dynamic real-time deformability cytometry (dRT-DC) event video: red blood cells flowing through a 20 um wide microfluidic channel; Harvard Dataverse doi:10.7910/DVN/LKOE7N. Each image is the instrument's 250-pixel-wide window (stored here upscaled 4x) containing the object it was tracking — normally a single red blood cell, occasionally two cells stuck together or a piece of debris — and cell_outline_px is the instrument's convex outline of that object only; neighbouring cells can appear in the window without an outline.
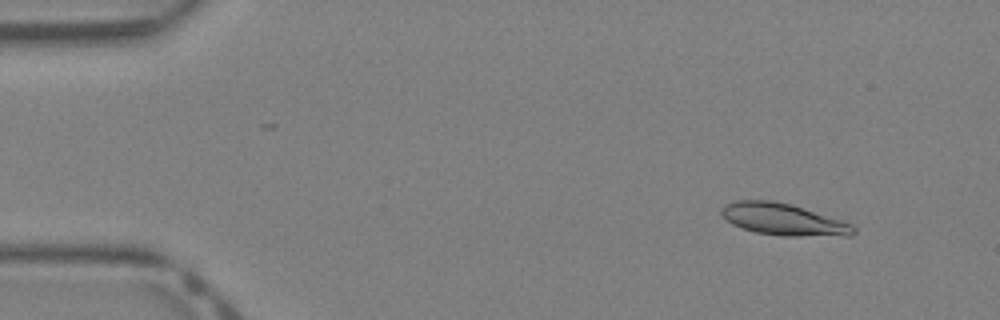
{"species": "Egyptian fruit bat (a non-hibernating species)", "species_latin": "Rousettus aegyptiacus", "temperature_condition": "warm", "stored_images_in_passage": 41, "camera_frame_rate_fps": 3000, "um_per_image_px": 0.085, "animal": {"sex": "female"}, "frame": {"image": 1, "passage_image": 4, "time_ms": 1.0, "image_size_px": [1000, 320], "cell_outline_px": [[856, 232], [852, 236], [784, 236], [756, 232], [732, 224], [720, 212], [720, 208], [724, 204], [736, 200], [772, 200], [792, 204], [852, 224], [856, 228]], "centroid_in_image_um": [66.6, 18.65], "position_along_channel_um": 18.4, "area_um2": 24.51}}
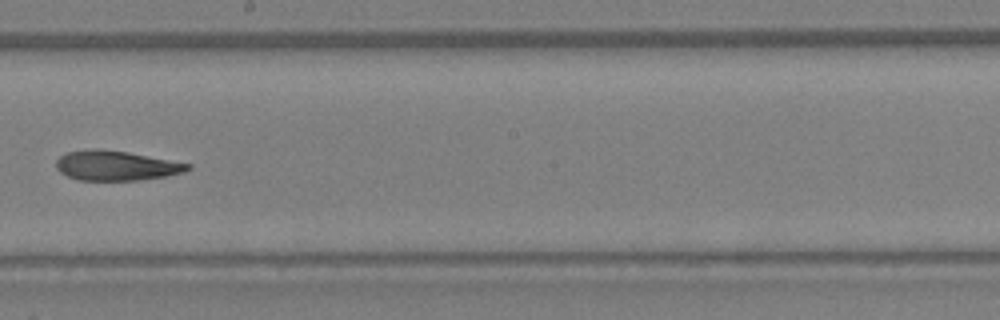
{"frame": {"image": 2, "passage_image": 23, "time_ms": 7.333, "image_size_px": [1000, 320], "cell_outline_px": [[192, 168], [184, 172], [164, 176], [136, 180], [80, 180], [68, 176], [60, 172], [56, 168], [56, 160], [60, 156], [68, 152], [96, 148], [128, 152], [192, 164]], "centroid_in_image_um": [9.87, 14.07], "position_along_channel_um": 238.3, "area_um2": 22.66}}
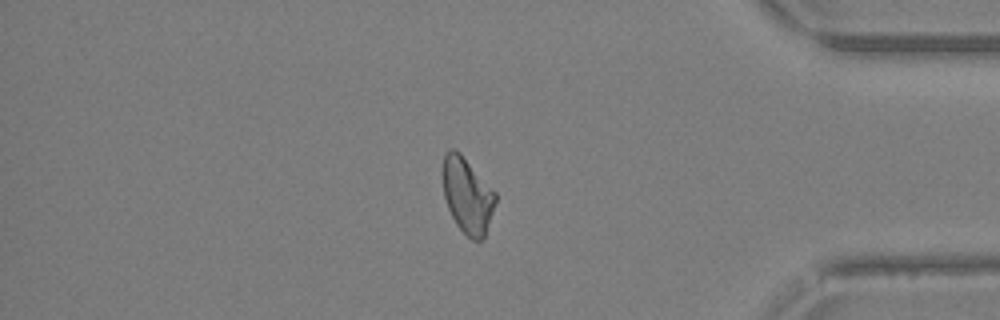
{"frame": {"image": 3, "passage_image": 34, "time_ms": 11.0, "image_size_px": [1000, 320], "cell_outline_px": [[496, 200], [484, 236], [480, 240], [472, 240], [456, 224], [448, 208], [444, 196], [440, 172], [444, 152], [448, 148], [456, 148], [460, 152], [496, 192]], "centroid_in_image_um": [39.67, 16.52], "position_along_channel_um": 395.5, "area_um2": 23.47}}